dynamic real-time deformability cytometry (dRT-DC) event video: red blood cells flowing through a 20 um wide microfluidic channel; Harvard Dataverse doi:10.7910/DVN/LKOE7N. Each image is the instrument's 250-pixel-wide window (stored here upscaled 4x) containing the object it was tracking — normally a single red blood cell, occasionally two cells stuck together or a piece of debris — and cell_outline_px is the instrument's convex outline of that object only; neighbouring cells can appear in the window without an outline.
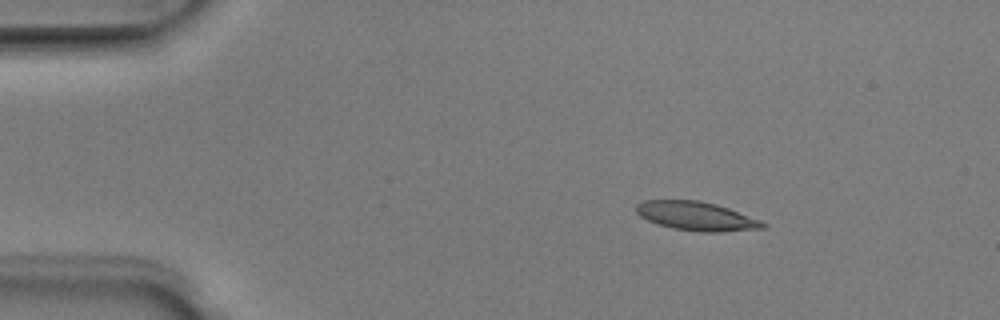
{"species": "Egyptian fruit bat (a non-hibernating species)", "species_latin": "Rousettus aegyptiacus", "temperature_condition": "room temperature", "stored_images_in_passage": 3, "camera_frame_rate_fps": 3000, "um_per_image_px": 0.085, "animal": {"sex": "male"}, "frame": {"image": 1, "passage_image": 2, "time_ms": 0.333, "image_size_px": [1000, 320], "cell_outline_px": [[768, 228], [720, 232], [700, 232], [672, 228], [648, 220], [640, 216], [636, 212], [636, 204], [644, 200], [700, 200], [716, 204], [728, 208], [760, 220], [768, 224]], "centroid_in_image_um": [59.22, 18.37], "position_along_channel_um": 25.8, "area_um2": 21.33}}